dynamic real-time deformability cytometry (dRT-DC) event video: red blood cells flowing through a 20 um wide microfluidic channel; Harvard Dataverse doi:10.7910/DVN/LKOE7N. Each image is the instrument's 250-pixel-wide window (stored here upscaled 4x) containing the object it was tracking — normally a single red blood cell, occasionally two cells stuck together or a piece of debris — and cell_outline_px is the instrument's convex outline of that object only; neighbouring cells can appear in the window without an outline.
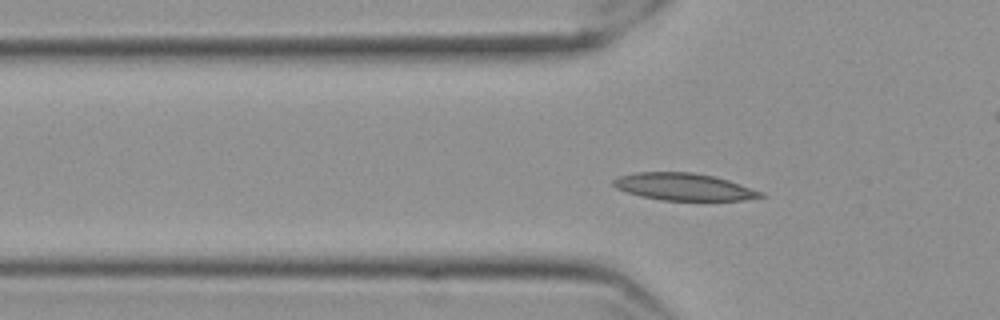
{"species": "Egyptian fruit bat (a non-hibernating species)", "species_latin": "Rousettus aegyptiacus", "temperature_condition": "cold", "stored_images_in_passage": 54, "camera_frame_rate_fps": 3000, "um_per_image_px": 0.085, "frame": {"image": 1, "passage_image": 14, "time_ms": 4.333, "image_size_px": [1000, 320], "cell_outline_px": [[764, 196], [744, 200], [660, 200], [640, 196], [616, 188], [612, 184], [612, 180], [620, 176], [636, 172], [692, 172], [716, 176], [764, 192]], "centroid_in_image_um": [58.12, 15.87], "position_along_channel_um": 67.7, "area_um2": 23.29}}
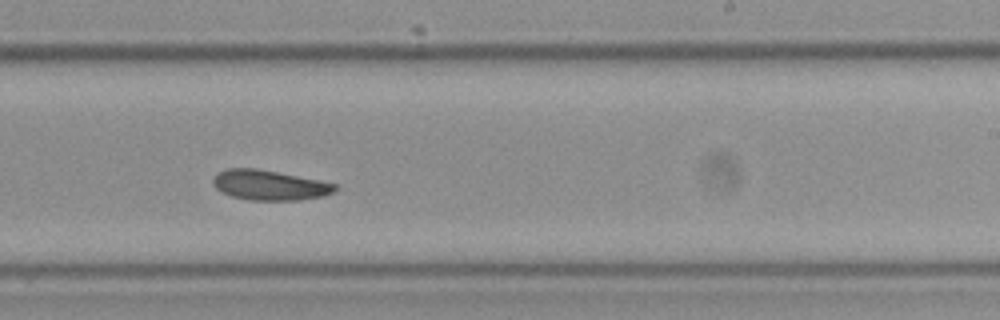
{"frame": {"image": 2, "passage_image": 31, "time_ms": 10.0, "image_size_px": [1000, 320], "cell_outline_px": [[340, 188], [336, 192], [324, 196], [300, 200], [248, 200], [232, 196], [220, 192], [212, 184], [212, 180], [216, 172], [228, 168], [256, 168], [320, 180], [336, 184]], "centroid_in_image_um": [22.92, 15.74], "position_along_channel_um": 266.1, "area_um2": 21.68}}
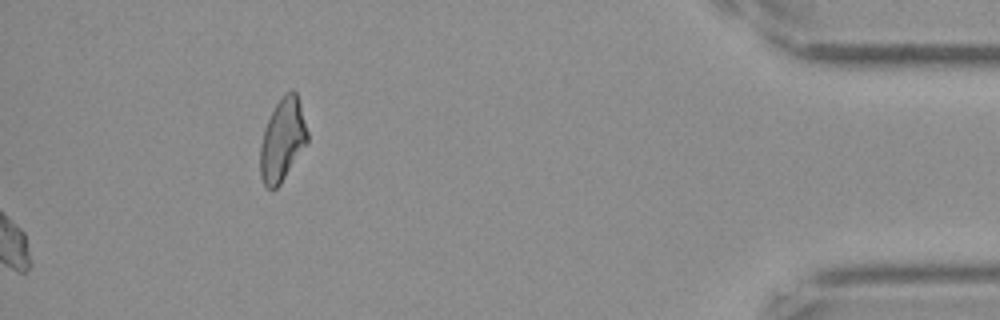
{"frame": {"image": 3, "passage_image": 54, "time_ms": 17.667, "image_size_px": [1000, 320], "cell_outline_px": [[308, 140], [280, 184], [276, 188], [268, 188], [264, 184], [260, 176], [260, 144], [264, 128], [276, 104], [292, 88], [296, 92], [300, 104], [308, 132]], "centroid_in_image_um": [23.99, 11.89], "position_along_channel_um": 411.2, "area_um2": 22.25}, "authors_computed_cell_mechanics": {"area_um2": 21.6461, "velocity_mm_per_s": 3.5153, "shape_relaxation_time_tau1_ms": 6.3738, "shape_relaxation_time_tau2_ms": null, "deformation_change_tau1": 0.1012, "deformation_change_tau2": null}}